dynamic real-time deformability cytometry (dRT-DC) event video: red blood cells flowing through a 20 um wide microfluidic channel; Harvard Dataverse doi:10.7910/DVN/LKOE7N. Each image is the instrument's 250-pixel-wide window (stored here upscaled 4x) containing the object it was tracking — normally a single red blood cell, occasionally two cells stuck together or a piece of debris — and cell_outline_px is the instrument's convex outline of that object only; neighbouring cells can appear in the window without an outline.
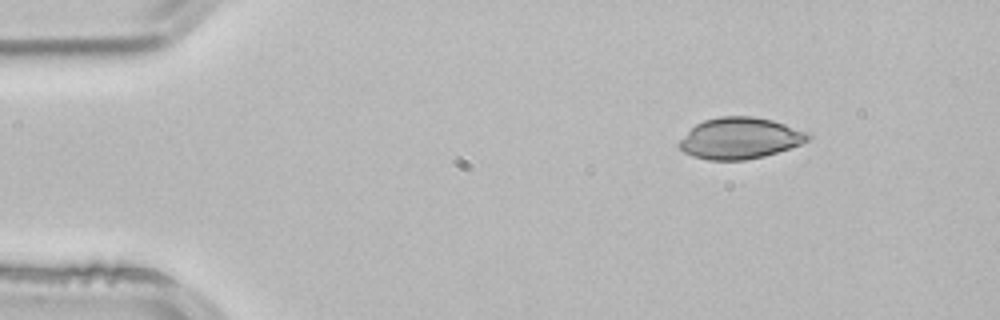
{"species": "common noctule bat (a hibernating species)", "species_latin": "Nyctalus noctula", "temperature_condition": "room temperature", "stored_images_in_passage": 2, "camera_frame_rate_fps": 3000, "um_per_image_px": 0.085, "animal": {"sex": "male", "body_mass_g": 21.5, "forearm_length_mm": 52.0}, "frame": {"image": 1, "passage_image": 1, "time_ms": 0.0, "image_size_px": [1000, 320], "cell_outline_px": [[812, 136], [808, 140], [800, 144], [764, 156], [744, 160], [708, 160], [692, 156], [684, 152], [676, 144], [696, 124], [704, 120], [720, 116], [752, 116], [772, 120], [808, 132]], "centroid_in_image_um": [62.88, 11.75], "position_along_channel_um": 22.1, "area_um2": 30.81}}